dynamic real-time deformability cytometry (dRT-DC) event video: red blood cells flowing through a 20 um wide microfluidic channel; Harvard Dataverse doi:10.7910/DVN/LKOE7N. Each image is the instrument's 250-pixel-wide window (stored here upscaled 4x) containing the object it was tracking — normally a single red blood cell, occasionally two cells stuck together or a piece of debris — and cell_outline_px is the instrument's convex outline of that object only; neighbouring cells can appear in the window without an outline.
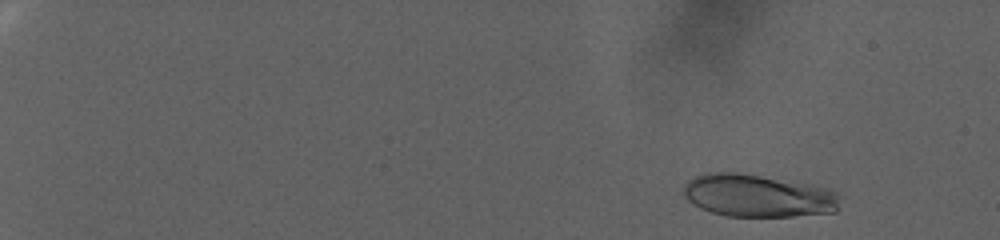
{"species": "human", "species_latin": "Homo sapiens", "temperature_condition": "warm", "stored_images_in_passage": 99, "camera_frame_rate_fps": 3000, "um_per_image_px": 0.085, "donor": {"sex": "female"}, "frame": {"image": 1, "passage_image": 10, "time_ms": 3.0, "image_size_px": [1000, 240], "cell_outline_px": [[844, 196], [836, 212], [792, 216], [728, 216], [712, 212], [700, 208], [692, 204], [684, 196], [684, 184], [688, 180], [696, 176], [708, 172], [740, 172], [812, 184], [832, 188], [840, 192]], "centroid_in_image_um": [64.52, 16.62], "position_along_channel_um": 20.5, "area_um2": 39.65}}
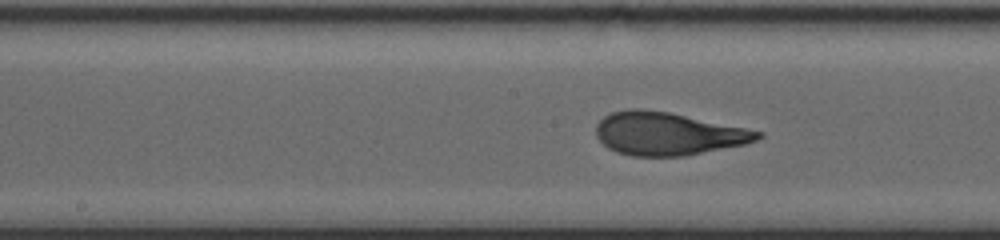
{"frame": {"image": 2, "passage_image": 58, "time_ms": 19.0, "image_size_px": [1000, 240], "cell_outline_px": [[764, 136], [756, 140], [744, 144], [684, 156], [632, 156], [616, 152], [608, 148], [596, 136], [596, 124], [608, 112], [628, 108], [644, 108], [668, 112], [764, 132]], "centroid_in_image_um": [56.71, 11.35], "position_along_channel_um": 191.5, "area_um2": 40.4}}
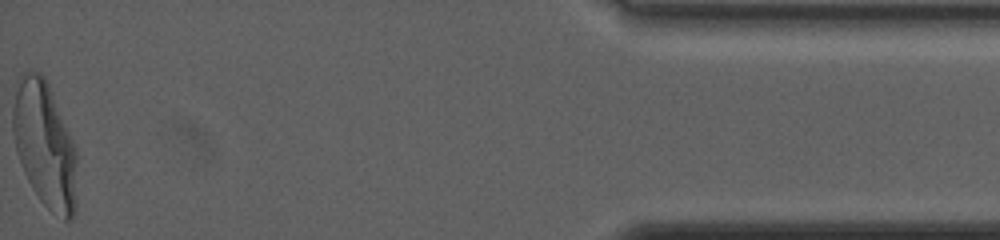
{"frame": {"image": 3, "passage_image": 99, "time_ms": 32.667, "image_size_px": [1000, 240], "cell_outline_px": [[76, 208], [72, 220], [64, 220], [52, 212], [40, 200], [32, 188], [24, 172], [16, 152], [12, 132], [12, 108], [16, 80], [28, 68], [32, 68], [40, 72], [44, 76], [48, 84], [76, 148]], "centroid_in_image_um": [3.77, 12.27], "position_along_channel_um": 431.4, "area_um2": 47.51}}